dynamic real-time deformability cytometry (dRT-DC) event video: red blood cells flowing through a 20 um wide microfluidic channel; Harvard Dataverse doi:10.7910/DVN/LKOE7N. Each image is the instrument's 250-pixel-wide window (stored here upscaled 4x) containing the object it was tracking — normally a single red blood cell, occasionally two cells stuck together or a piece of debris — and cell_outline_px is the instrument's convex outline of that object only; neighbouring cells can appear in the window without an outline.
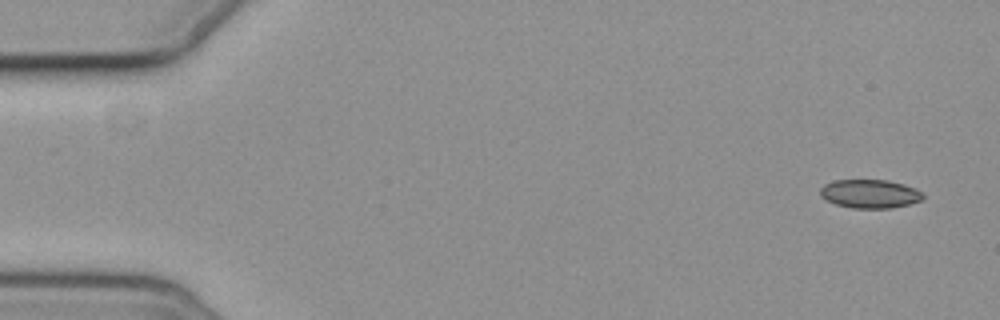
{"species": "common noctule bat (a hibernating species)", "species_latin": "Nyctalus noctula", "temperature_condition": "cold", "stored_images_in_passage": 5, "segment_of_instrument_passage": [1, 2], "camera_frame_rate_fps": 3000, "um_per_image_px": 0.085, "animal": {"sex": "female", "body_mass_g": 19.3, "forearm_length_mm": 54.1}, "frame": {"image": 1, "passage_image": 1, "time_ms": 0.0, "image_size_px": [1000, 320], "cell_outline_px": [[924, 196], [920, 200], [908, 204], [892, 208], [852, 208], [836, 204], [820, 196], [820, 188], [824, 184], [832, 180], [888, 180], [904, 184], [916, 188], [924, 192]], "centroid_in_image_um": [73.95, 16.46], "position_along_channel_um": 11.1, "area_um2": 17.22}}